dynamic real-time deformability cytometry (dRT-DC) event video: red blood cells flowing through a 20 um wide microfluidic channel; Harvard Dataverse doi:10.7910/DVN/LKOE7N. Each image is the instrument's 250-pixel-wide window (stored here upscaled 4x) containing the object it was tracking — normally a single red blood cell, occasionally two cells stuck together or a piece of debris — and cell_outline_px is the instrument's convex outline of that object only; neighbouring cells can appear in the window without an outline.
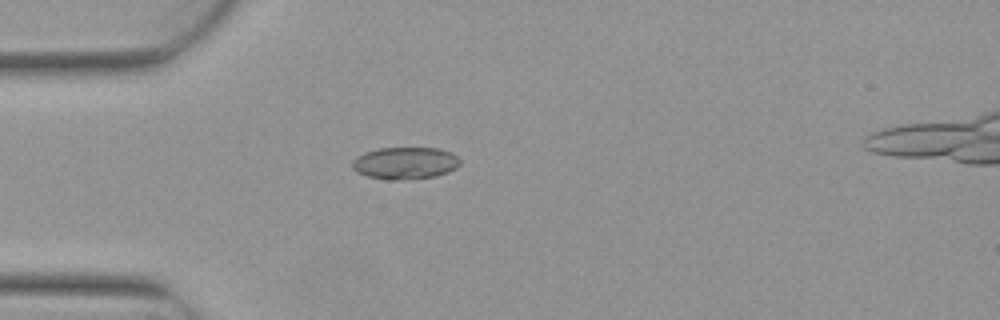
{"species": "Egyptian fruit bat (a non-hibernating species)", "species_latin": "Rousettus aegyptiacus", "temperature_condition": "warm", "stored_images_in_passage": 4, "camera_frame_rate_fps": 3000, "um_per_image_px": 0.085, "animal": {"sex": "female"}, "frame": {"image": 1, "passage_image": 4, "time_ms": 1.0, "image_size_px": [1000, 320], "cell_outline_px": [[460, 164], [456, 168], [448, 172], [436, 176], [408, 180], [388, 180], [368, 176], [356, 172], [352, 168], [352, 160], [356, 156], [364, 152], [380, 148], [440, 148], [452, 152], [460, 160]], "centroid_in_image_um": [34.43, 13.87], "position_along_channel_um": 50.6, "area_um2": 20.46}}